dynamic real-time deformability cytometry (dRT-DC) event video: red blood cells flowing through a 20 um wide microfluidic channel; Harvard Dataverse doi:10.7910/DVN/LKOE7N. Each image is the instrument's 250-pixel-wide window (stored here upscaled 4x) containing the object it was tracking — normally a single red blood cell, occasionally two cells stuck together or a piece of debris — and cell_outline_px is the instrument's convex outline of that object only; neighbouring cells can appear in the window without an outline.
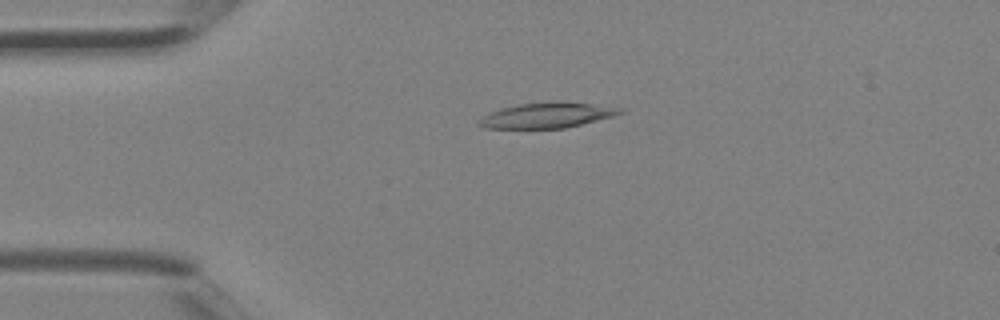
{"species": "Egyptian fruit bat (a non-hibernating species)", "species_latin": "Rousettus aegyptiacus", "temperature_condition": "room temperature", "stored_images_in_passage": 3, "camera_frame_rate_fps": 3000, "um_per_image_px": 0.085, "animal": {"sex": "female"}, "frame": {"image": 1, "passage_image": 3, "time_ms": 0.667, "image_size_px": [1000, 320], "cell_outline_px": [[624, 112], [612, 116], [564, 128], [484, 128], [476, 124], [476, 120], [500, 108], [520, 104], [560, 100], [624, 108]], "centroid_in_image_um": [46.47, 9.78], "position_along_channel_um": 38.5, "area_um2": 20.81}}